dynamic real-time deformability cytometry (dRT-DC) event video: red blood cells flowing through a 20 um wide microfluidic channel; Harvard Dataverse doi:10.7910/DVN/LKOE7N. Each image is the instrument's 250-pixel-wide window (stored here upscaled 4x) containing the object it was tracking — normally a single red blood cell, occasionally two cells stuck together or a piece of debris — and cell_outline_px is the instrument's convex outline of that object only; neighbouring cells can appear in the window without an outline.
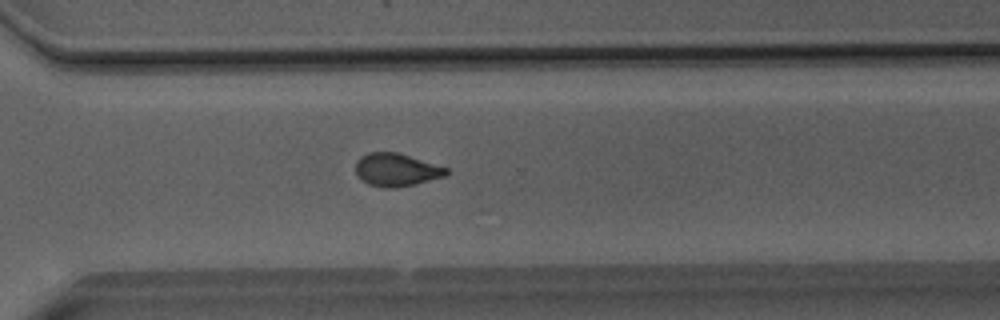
{"species": "Egyptian fruit bat (a non-hibernating species)", "species_latin": "Rousettus aegyptiacus", "temperature_condition": "room temperature", "stored_images_in_passage": 34, "camera_frame_rate_fps": 3000, "um_per_image_px": 0.085, "animal": {"sex": "male"}, "frame": {"image": 1, "passage_image": 23, "time_ms": 7.333, "image_size_px": [1000, 320], "cell_outline_px": [[448, 172], [444, 176], [416, 184], [396, 188], [384, 188], [368, 184], [360, 180], [356, 172], [356, 160], [360, 156], [368, 152], [396, 152], [448, 168]], "centroid_in_image_um": [33.64, 14.44], "position_along_channel_um": 337.0, "area_um2": 17.4}}
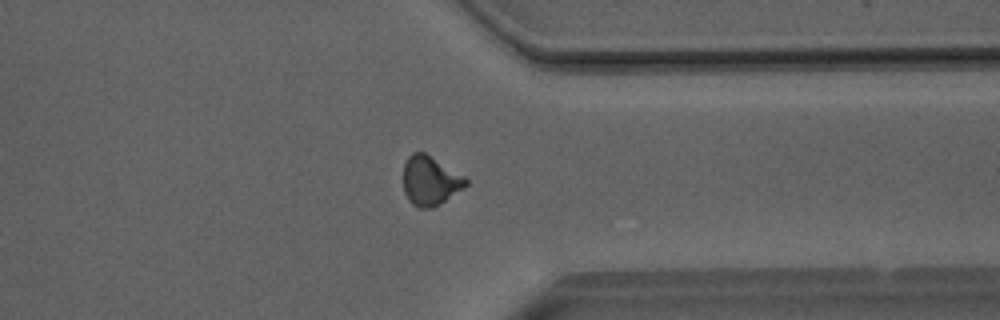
{"frame": {"image": 2, "passage_image": 26, "time_ms": 8.333, "image_size_px": [1000, 320], "cell_outline_px": [[468, 184], [464, 188], [432, 208], [416, 208], [408, 200], [404, 192], [404, 164], [408, 156], [412, 152], [424, 152], [464, 176], [468, 180]], "centroid_in_image_um": [36.55, 15.37], "position_along_channel_um": 374.9, "area_um2": 17.86}}
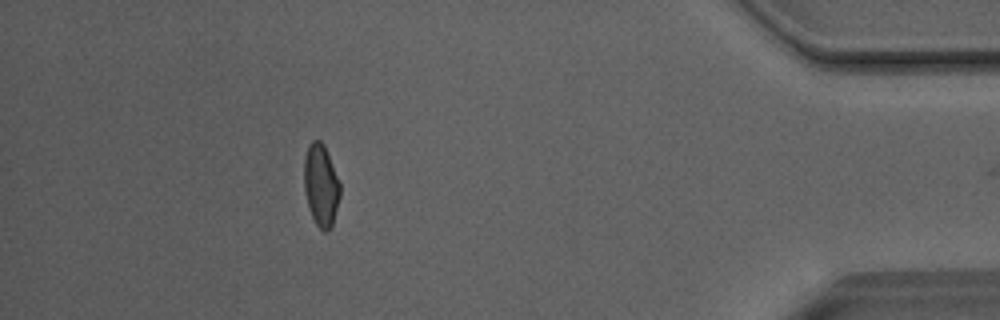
{"frame": {"image": 3, "passage_image": 32, "time_ms": 10.333, "image_size_px": [1000, 320], "cell_outline_px": [[340, 196], [332, 228], [328, 232], [324, 232], [316, 224], [308, 208], [304, 188], [304, 156], [308, 144], [312, 140], [320, 140], [324, 144], [340, 184]], "centroid_in_image_um": [27.27, 15.76], "position_along_channel_um": 407.9, "area_um2": 17.4}, "authors_computed_cell_mechanics": {"area_um2": 17.6579, "velocity_mm_per_s": 4.0857, "shape_relaxation_time_tau1_ms": null, "shape_relaxation_time_tau2_ms": 1.2873, "deformation_change_tau1": null, "deformation_change_tau2": 0.0763}}